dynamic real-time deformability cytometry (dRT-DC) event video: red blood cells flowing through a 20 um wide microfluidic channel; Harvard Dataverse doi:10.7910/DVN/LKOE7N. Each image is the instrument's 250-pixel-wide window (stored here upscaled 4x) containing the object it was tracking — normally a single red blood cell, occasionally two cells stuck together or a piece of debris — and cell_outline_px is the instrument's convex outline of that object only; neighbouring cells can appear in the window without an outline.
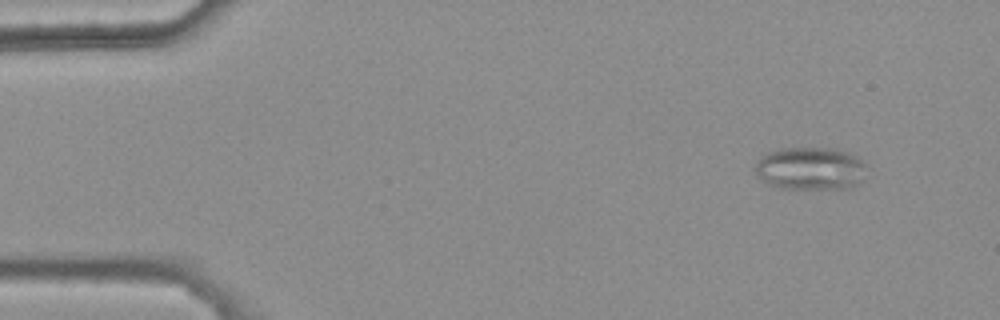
{"species": "common noctule bat (a hibernating species)", "species_latin": "Nyctalus noctula", "temperature_condition": "warm", "stored_images_in_passage": 46, "camera_frame_rate_fps": 3000, "um_per_image_px": 0.085, "animal": {"sex": "female", "body_mass_g": 25.1}, "frame": {"image": 1, "passage_image": 4, "time_ms": 1.0, "image_size_px": [1000, 320], "cell_outline_px": [[868, 164], [860, 180], [852, 188], [780, 188], [760, 180], [756, 176], [756, 160], [764, 152], [780, 148], [836, 148], [852, 152]], "centroid_in_image_um": [68.87, 14.29], "position_along_channel_um": 16.1, "area_um2": 28.26}}
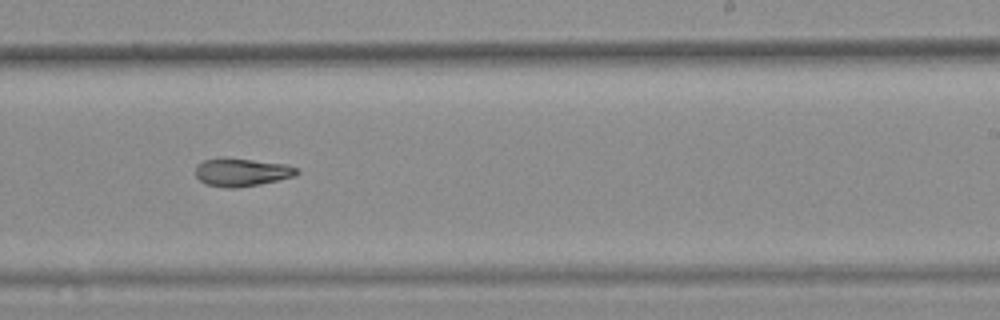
{"frame": {"image": 2, "passage_image": 32, "time_ms": 10.333, "image_size_px": [1000, 320], "cell_outline_px": [[300, 172], [296, 176], [260, 184], [236, 188], [224, 188], [204, 184], [196, 176], [196, 164], [204, 160], [220, 156], [288, 164], [300, 168]], "centroid_in_image_um": [20.55, 14.62], "position_along_channel_um": 268.4, "area_um2": 17.05}}
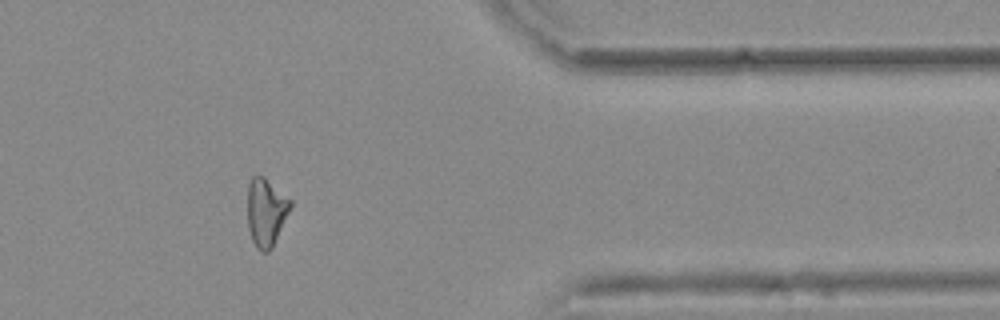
{"frame": {"image": 3, "passage_image": 43, "time_ms": 14.0, "image_size_px": [1000, 320], "cell_outline_px": [[292, 204], [272, 248], [268, 252], [260, 252], [256, 248], [252, 240], [248, 228], [248, 184], [252, 176], [264, 176], [292, 200]], "centroid_in_image_um": [22.6, 18.03], "position_along_channel_um": 388.8, "area_um2": 16.99}, "authors_computed_cell_mechanics": {"area_um2": 17.4845, "velocity_mm_per_s": 3.8087, "shape_relaxation_time_tau1_ms": null, "shape_relaxation_time_tau2_ms": 5.7405, "deformation_change_tau1": null, "deformation_change_tau2": 0.1523}}